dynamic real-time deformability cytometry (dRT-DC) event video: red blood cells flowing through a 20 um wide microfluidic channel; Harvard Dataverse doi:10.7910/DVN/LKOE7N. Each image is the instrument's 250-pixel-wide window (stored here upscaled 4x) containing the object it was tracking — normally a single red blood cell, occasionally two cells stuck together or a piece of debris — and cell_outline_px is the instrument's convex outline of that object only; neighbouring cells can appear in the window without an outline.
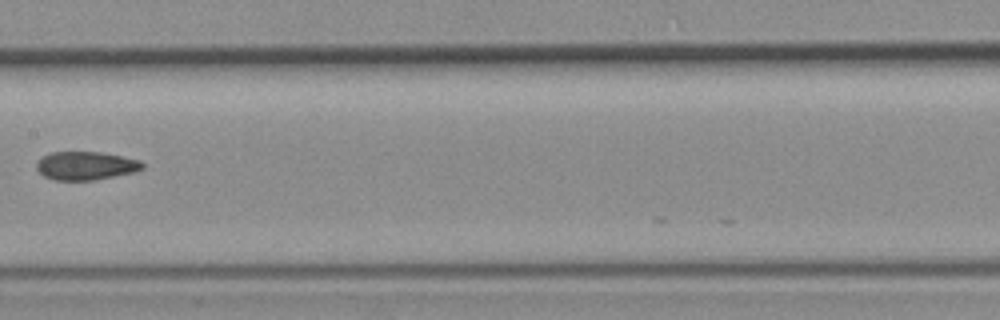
{"species": "common noctule bat (a hibernating species)", "species_latin": "Nyctalus noctula", "temperature_condition": "room temperature", "stored_images_in_passage": 11, "camera_frame_rate_fps": 3000, "um_per_image_px": 0.085, "animal": {"sex": "female", "body_mass_g": 19.3, "forearm_length_mm": 54.1}, "frame": {"image": 1, "passage_image": 8, "time_ms": 2.333, "image_size_px": [1000, 320], "cell_outline_px": [[144, 168], [136, 172], [96, 180], [56, 180], [44, 176], [36, 168], [36, 164], [44, 156], [52, 152], [100, 152], [140, 160], [144, 164]], "centroid_in_image_um": [7.33, 14.09], "position_along_channel_um": 200.1, "area_um2": 17.46}}
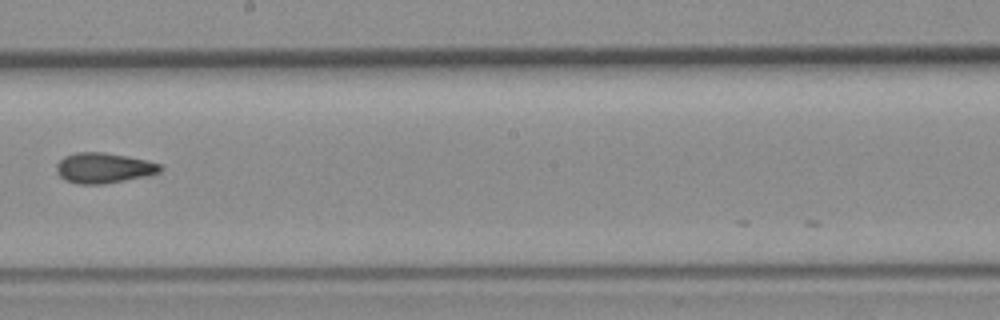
{"frame": {"image": 2, "passage_image": 9, "time_ms": 2.667, "image_size_px": [1000, 320], "cell_outline_px": [[164, 168], [160, 172], [152, 176], [104, 184], [76, 184], [64, 180], [56, 172], [56, 164], [64, 156], [76, 152], [104, 152], [128, 156], [160, 164]], "centroid_in_image_um": [8.83, 14.29], "position_along_channel_um": 239.4, "area_um2": 18.73}}